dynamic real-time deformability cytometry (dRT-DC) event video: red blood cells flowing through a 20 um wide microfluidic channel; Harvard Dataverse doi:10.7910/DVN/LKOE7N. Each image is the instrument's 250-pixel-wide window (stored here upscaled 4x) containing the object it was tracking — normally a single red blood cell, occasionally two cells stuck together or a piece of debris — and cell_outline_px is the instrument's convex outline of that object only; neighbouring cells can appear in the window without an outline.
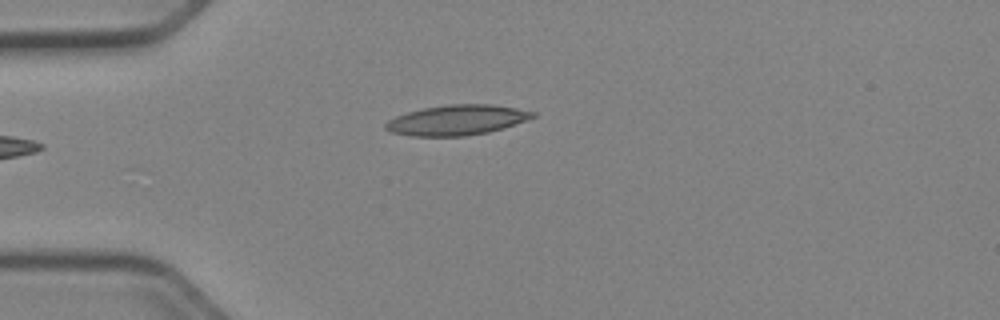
{"species": "Egyptian fruit bat (a non-hibernating species)", "species_latin": "Rousettus aegyptiacus", "temperature_condition": "cold", "stored_images_in_passage": 33, "camera_frame_rate_fps": 3000, "um_per_image_px": 0.085, "animal": {"sex": "female"}, "frame": {"image": 1, "passage_image": 1, "time_ms": 0.0, "image_size_px": [1000, 320], "cell_outline_px": [[536, 116], [504, 128], [488, 132], [464, 136], [412, 136], [392, 132], [384, 128], [384, 124], [388, 120], [396, 116], [408, 112], [424, 108], [448, 104], [492, 104], [516, 108], [536, 112]], "centroid_in_image_um": [38.83, 10.2], "position_along_channel_um": 46.2, "area_um2": 25.78}}
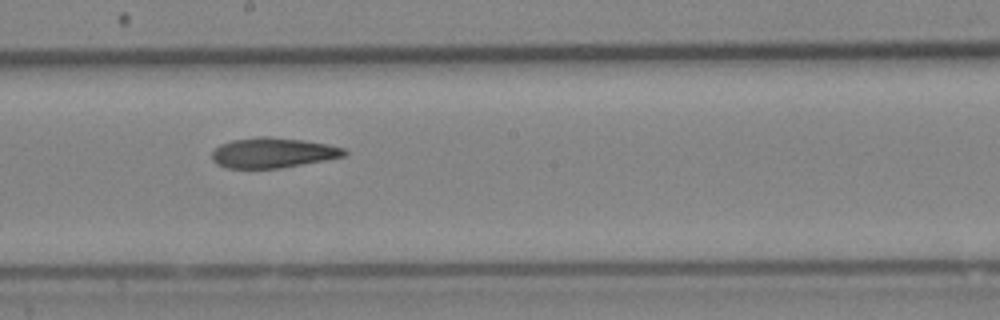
{"frame": {"image": 2, "passage_image": 16, "time_ms": 5.0, "image_size_px": [1000, 320], "cell_outline_px": [[348, 152], [344, 156], [324, 160], [280, 168], [228, 168], [216, 164], [212, 160], [212, 152], [220, 144], [232, 140], [256, 136], [268, 136], [304, 140], [328, 144], [344, 148]], "centroid_in_image_um": [23.17, 12.97], "position_along_channel_um": 225.0, "area_um2": 23.29}}
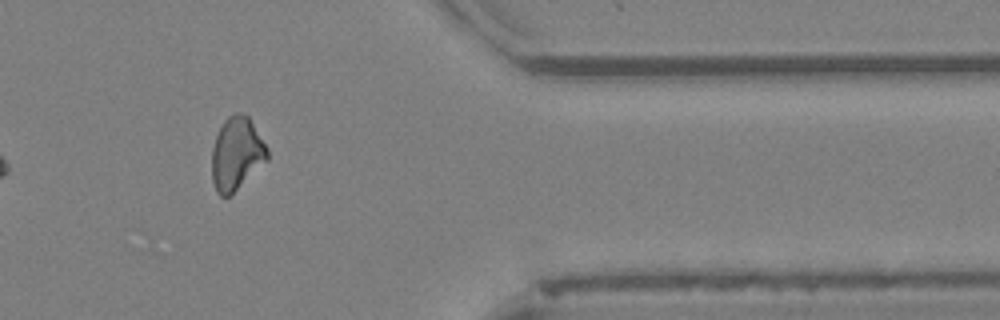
{"frame": {"image": 3, "passage_image": 30, "time_ms": 9.667, "image_size_px": [1000, 320], "cell_outline_px": [[268, 160], [232, 196], [220, 196], [216, 192], [212, 180], [212, 148], [216, 136], [224, 120], [228, 116], [236, 112], [240, 112], [248, 116], [268, 148]], "centroid_in_image_um": [20.11, 13.1], "position_along_channel_um": 391.3, "area_um2": 23.87}, "authors_computed_cell_mechanics": {"area_um2": 23.8714, "velocity_mm_per_s": 3.9767, "shape_relaxation_time_tau1_ms": null, "shape_relaxation_time_tau2_ms": 8.3361, "deformation_change_tau1": null, "deformation_change_tau2": 0.189}}